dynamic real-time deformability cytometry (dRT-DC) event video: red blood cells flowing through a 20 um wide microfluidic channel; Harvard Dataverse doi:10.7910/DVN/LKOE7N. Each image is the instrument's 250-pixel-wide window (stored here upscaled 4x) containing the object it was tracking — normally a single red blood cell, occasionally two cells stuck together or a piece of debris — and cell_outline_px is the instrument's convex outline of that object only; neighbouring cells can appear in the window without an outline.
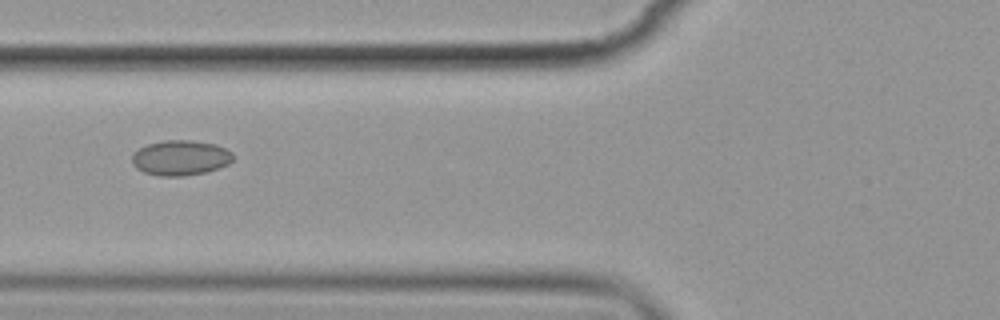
{"species": "common noctule bat (a hibernating species)", "species_latin": "Nyctalus noctula", "temperature_condition": "cold", "stored_images_in_passage": 3, "camera_frame_rate_fps": 3000, "um_per_image_px": 0.085, "animal": {"sex": "female", "body_mass_g": 19.9}, "frame": {"image": 1, "passage_image": 2, "time_ms": 1.0, "image_size_px": [1000, 320], "cell_outline_px": [[232, 160], [228, 164], [208, 172], [184, 176], [160, 176], [144, 172], [136, 168], [132, 164], [132, 156], [140, 148], [148, 144], [164, 140], [188, 140], [216, 144], [232, 152]], "centroid_in_image_um": [15.34, 13.42], "position_along_channel_um": 110.5, "area_um2": 20.63}}
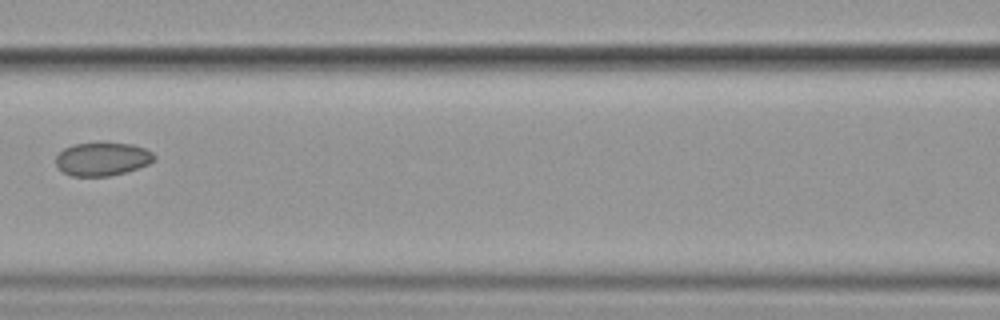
{"frame": {"image": 2, "passage_image": 3, "time_ms": 2.333, "image_size_px": [1000, 320], "cell_outline_px": [[156, 160], [148, 164], [124, 172], [108, 176], [72, 176], [64, 172], [56, 164], [56, 156], [64, 148], [72, 144], [132, 144], [144, 148], [152, 152], [156, 156]], "centroid_in_image_um": [8.71, 13.52], "position_along_channel_um": 157.9, "area_um2": 18.73}}